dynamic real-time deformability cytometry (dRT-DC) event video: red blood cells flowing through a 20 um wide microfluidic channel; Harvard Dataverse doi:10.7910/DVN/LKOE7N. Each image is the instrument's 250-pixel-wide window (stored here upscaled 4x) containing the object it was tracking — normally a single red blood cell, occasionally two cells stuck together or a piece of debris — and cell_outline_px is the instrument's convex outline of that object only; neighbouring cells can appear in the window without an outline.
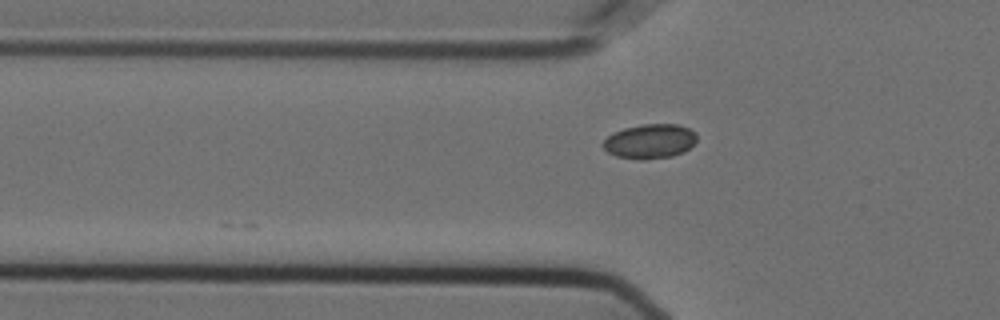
{"species": "Egyptian fruit bat (a non-hibernating species)", "species_latin": "Rousettus aegyptiacus", "temperature_condition": "cold", "stored_images_in_passage": 14, "camera_frame_rate_fps": 3000, "um_per_image_px": 0.085, "animal": {"sex": "female"}, "frame": {"image": 1, "passage_image": 3, "time_ms": 0.667, "image_size_px": [1000, 320], "cell_outline_px": [[696, 140], [684, 152], [672, 156], [616, 156], [608, 152], [600, 144], [612, 132], [624, 128], [644, 124], [676, 124], [688, 128], [696, 132]], "centroid_in_image_um": [55.24, 11.95], "position_along_channel_um": 70.6, "area_um2": 18.03}}
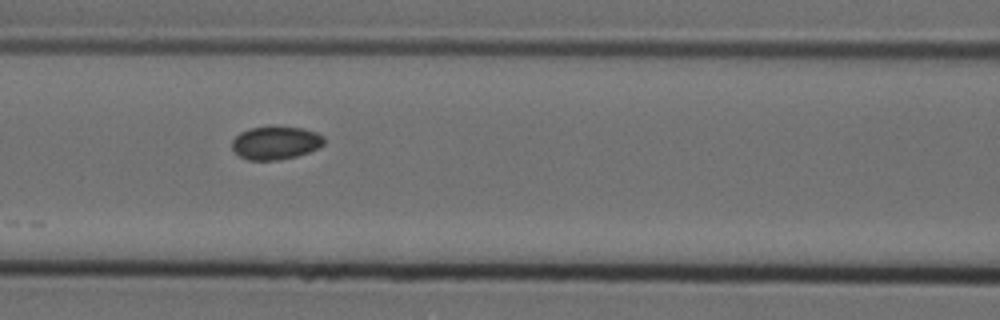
{"frame": {"image": 2, "passage_image": 9, "time_ms": 2.667, "image_size_px": [1000, 320], "cell_outline_px": [[324, 144], [308, 152], [296, 156], [280, 160], [248, 160], [240, 156], [232, 148], [232, 140], [240, 132], [248, 128], [276, 124], [304, 128], [316, 132], [324, 136]], "centroid_in_image_um": [23.42, 12.1], "position_along_channel_um": 143.2, "area_um2": 18.26}}
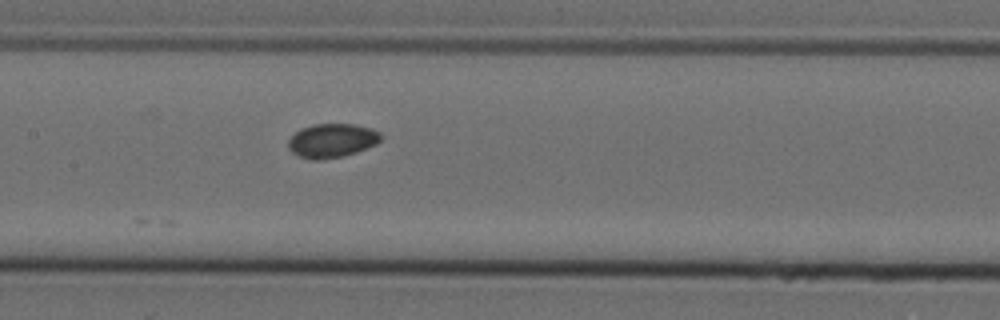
{"frame": {"image": 3, "passage_image": 12, "time_ms": 3.667, "image_size_px": [1000, 320], "cell_outline_px": [[380, 140], [376, 144], [356, 152], [344, 156], [320, 160], [312, 160], [300, 156], [292, 152], [288, 148], [288, 140], [300, 128], [312, 124], [352, 124], [372, 128], [380, 132]], "centroid_in_image_um": [28.2, 11.95], "position_along_channel_um": 179.2, "area_um2": 18.32}}